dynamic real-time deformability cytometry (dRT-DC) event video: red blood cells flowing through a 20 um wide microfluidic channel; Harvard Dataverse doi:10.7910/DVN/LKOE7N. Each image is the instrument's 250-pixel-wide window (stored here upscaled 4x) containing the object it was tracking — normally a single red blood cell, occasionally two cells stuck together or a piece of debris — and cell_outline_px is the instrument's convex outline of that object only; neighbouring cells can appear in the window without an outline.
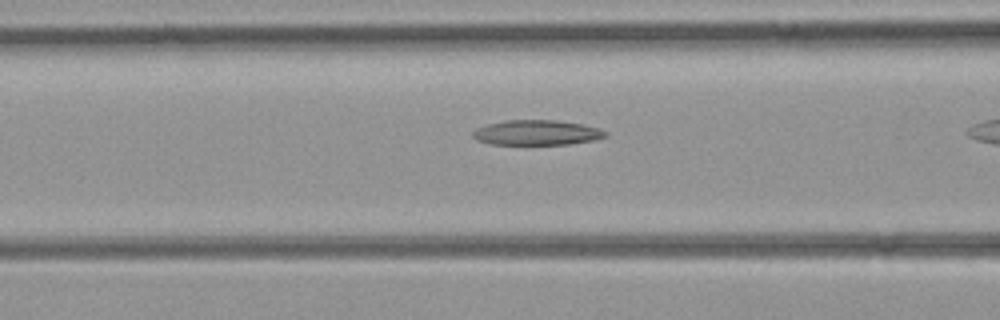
{"species": "common noctule bat (a hibernating species)", "species_latin": "Nyctalus noctula", "temperature_condition": "room temperature", "stored_images_in_passage": 15, "camera_frame_rate_fps": 3000, "um_per_image_px": 0.085, "animal": {"sex": "female", "body_mass_g": 21.9}, "frame": {"image": 1, "passage_image": 13, "time_ms": 4.0, "image_size_px": [1000, 320], "cell_outline_px": [[608, 136], [596, 140], [568, 144], [488, 144], [476, 140], [472, 136], [472, 132], [476, 128], [488, 124], [508, 120], [556, 120], [584, 124], [600, 128], [608, 132]], "centroid_in_image_um": [45.66, 11.27], "position_along_channel_um": 120.9, "area_um2": 19.54}}